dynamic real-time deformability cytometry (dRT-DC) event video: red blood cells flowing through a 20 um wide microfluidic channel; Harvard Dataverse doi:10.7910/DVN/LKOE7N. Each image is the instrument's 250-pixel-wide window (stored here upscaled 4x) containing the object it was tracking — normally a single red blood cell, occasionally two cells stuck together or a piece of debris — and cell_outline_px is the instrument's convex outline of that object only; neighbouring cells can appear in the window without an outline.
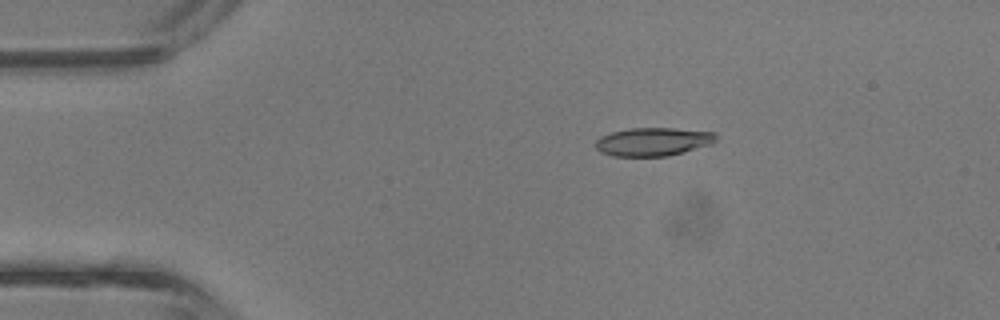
{"species": "common noctule bat (a hibernating species)", "species_latin": "Nyctalus noctula", "temperature_condition": "room temperature", "stored_images_in_passage": 42, "camera_frame_rate_fps": 3000, "um_per_image_px": 0.085, "animal": {"sex": "male", "body_mass_g": 13.3}, "frame": {"image": 1, "passage_image": 8, "time_ms": 2.333, "image_size_px": [1000, 320], "cell_outline_px": [[716, 140], [712, 144], [684, 152], [668, 156], [612, 156], [600, 152], [596, 148], [596, 140], [600, 136], [612, 132], [628, 128], [676, 128], [716, 132]], "centroid_in_image_um": [55.52, 12.04], "position_along_channel_um": 29.5, "area_um2": 20.06}}
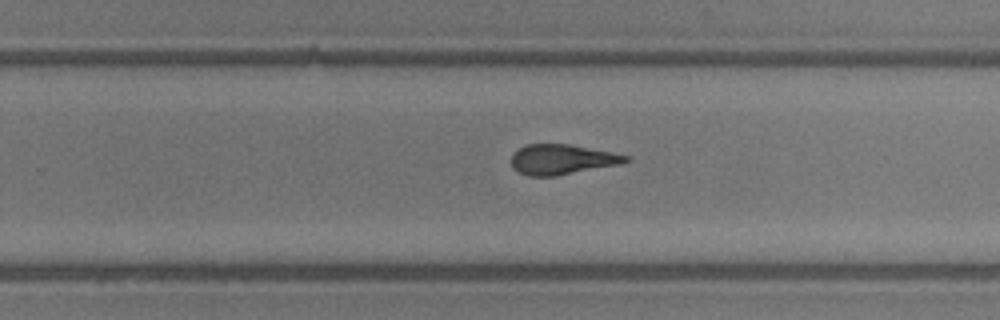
{"frame": {"image": 2, "passage_image": 27, "time_ms": 8.667, "image_size_px": [1000, 320], "cell_outline_px": [[632, 160], [620, 164], [556, 176], [528, 176], [512, 168], [512, 152], [528, 144], [568, 144], [612, 152], [628, 156]], "centroid_in_image_um": [47.77, 13.55], "position_along_channel_um": 282.0, "area_um2": 20.0}}
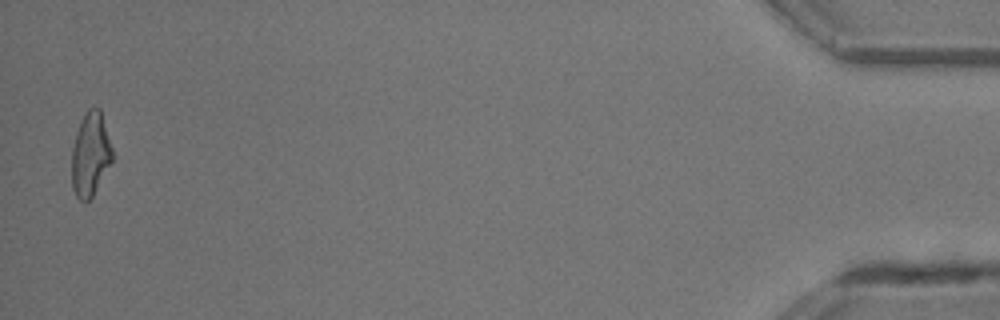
{"frame": {"image": 3, "passage_image": 42, "time_ms": 13.667, "image_size_px": [1000, 320], "cell_outline_px": [[112, 160], [92, 196], [84, 204], [76, 196], [72, 188], [72, 148], [76, 132], [80, 120], [84, 112], [88, 108], [100, 108], [112, 148]], "centroid_in_image_um": [7.66, 13.1], "position_along_channel_um": 427.5, "area_um2": 19.71}, "authors_computed_cell_mechanics": {"area_um2": 20.4901, "velocity_mm_per_s": 4.8278, "shape_relaxation_time_tau1_ms": 2.7129, "shape_relaxation_time_tau2_ms": 1.7593, "deformation_change_tau1": 0.1219, "deformation_change_tau2": 0.1043}}